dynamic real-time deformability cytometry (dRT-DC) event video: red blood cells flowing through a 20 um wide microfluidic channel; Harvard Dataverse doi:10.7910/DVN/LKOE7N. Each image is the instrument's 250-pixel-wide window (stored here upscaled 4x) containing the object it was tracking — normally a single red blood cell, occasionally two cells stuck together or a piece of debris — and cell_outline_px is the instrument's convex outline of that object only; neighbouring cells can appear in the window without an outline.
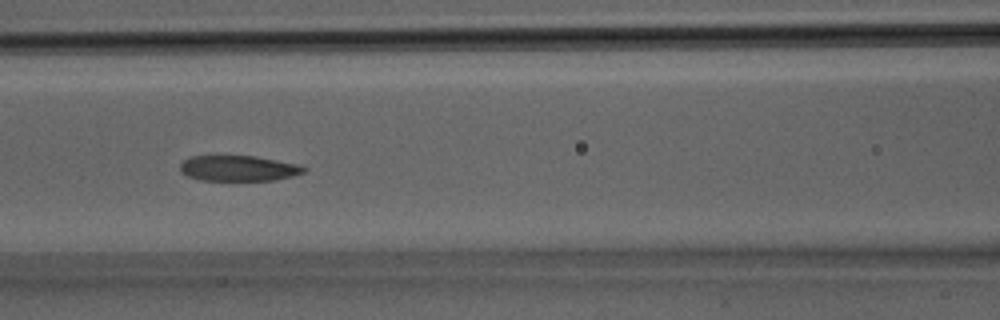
{"species": "Egyptian fruit bat (a non-hibernating species)", "species_latin": "Rousettus aegyptiacus", "temperature_condition": "room temperature", "stored_images_in_passage": 21, "camera_frame_rate_fps": 3000, "um_per_image_px": 0.085, "animal": {"sex": "male"}, "frame": {"image": 1, "passage_image": 4, "time_ms": 1.0, "image_size_px": [1000, 320], "cell_outline_px": [[300, 172], [260, 180], [220, 180], [196, 176], [188, 172], [184, 168], [184, 164], [188, 160], [204, 156], [244, 156], [284, 164], [300, 168]], "centroid_in_image_um": [20.15, 14.3], "position_along_channel_um": 146.4, "area_um2": 15.26}}
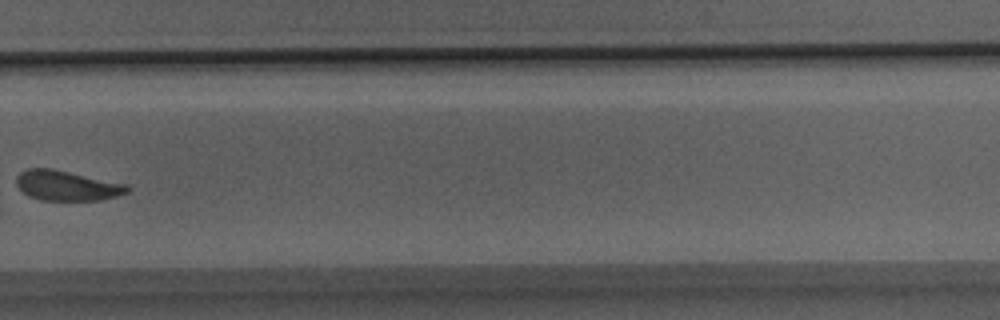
{"frame": {"image": 2, "passage_image": 12, "time_ms": 3.667, "image_size_px": [1000, 320], "cell_outline_px": [[128, 188], [124, 192], [108, 196], [80, 200], [60, 200], [36, 196], [28, 192], [20, 184], [20, 176], [24, 172], [56, 172], [76, 176]], "centroid_in_image_um": [5.64, 15.85], "position_along_channel_um": 324.2, "area_um2": 14.97}}
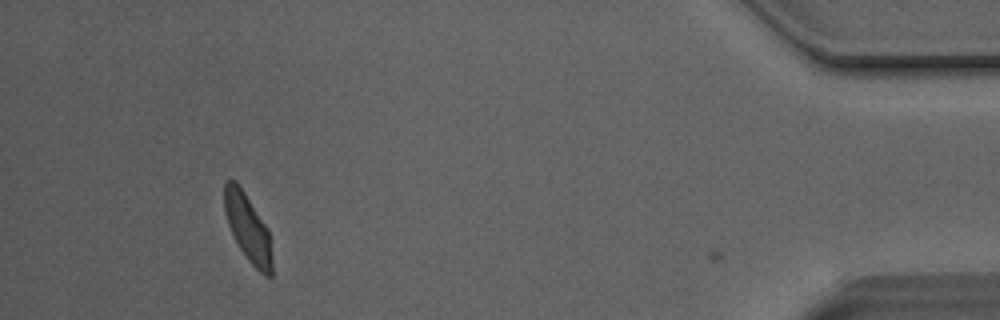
{"frame": {"image": 3, "passage_image": 19, "time_ms": 6.0, "image_size_px": [1000, 320], "cell_outline_px": [[272, 272], [264, 272], [248, 256], [240, 244], [228, 220], [224, 200], [224, 188], [228, 180], [232, 180], [240, 188], [268, 232]], "centroid_in_image_um": [21.04, 19.26], "position_along_channel_um": 414.2, "area_um2": 15.95}}